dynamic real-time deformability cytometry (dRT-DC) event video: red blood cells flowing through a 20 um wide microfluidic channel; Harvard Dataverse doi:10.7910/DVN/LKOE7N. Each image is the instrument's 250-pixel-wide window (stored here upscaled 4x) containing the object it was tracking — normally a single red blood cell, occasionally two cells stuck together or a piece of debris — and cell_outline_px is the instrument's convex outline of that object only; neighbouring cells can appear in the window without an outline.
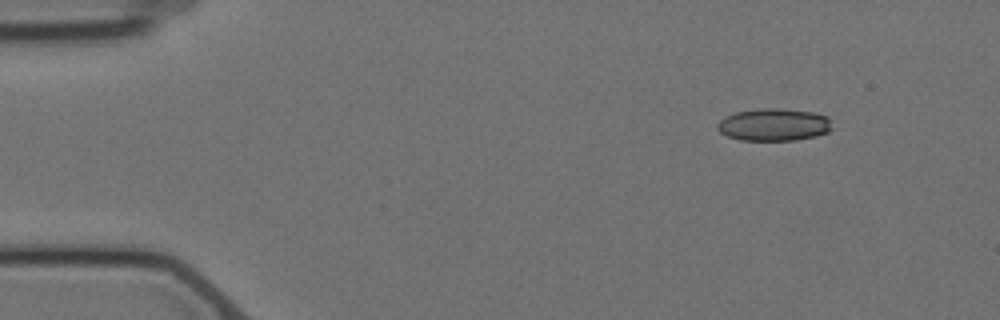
{"species": "Egyptian fruit bat (a non-hibernating species)", "species_latin": "Rousettus aegyptiacus", "temperature_condition": "cold", "stored_images_in_passage": 4, "camera_frame_rate_fps": 3000, "um_per_image_px": 0.085, "animal": {"sex": "female"}, "frame": {"image": 1, "passage_image": 1, "time_ms": 0.0, "image_size_px": [1000, 320], "cell_outline_px": [[832, 128], [828, 132], [816, 136], [796, 140], [740, 140], [728, 136], [720, 132], [716, 128], [716, 124], [724, 116], [736, 112], [760, 108], [780, 108], [812, 112], [828, 116]], "centroid_in_image_um": [65.76, 10.59], "position_along_channel_um": 19.2, "area_um2": 21.79}}
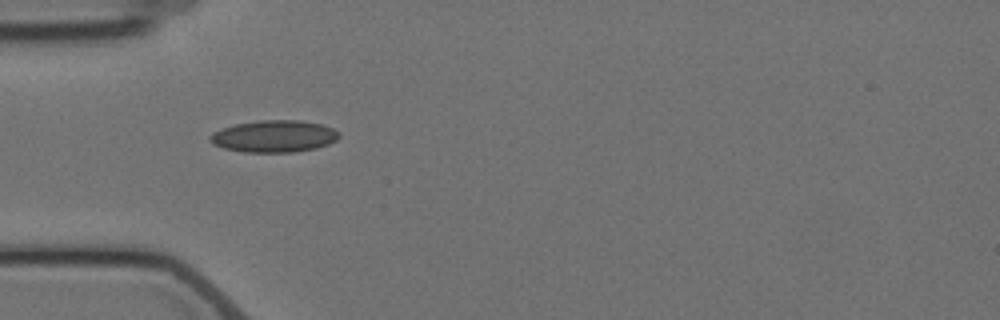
{"frame": {"image": 2, "passage_image": 4, "time_ms": 3.667, "image_size_px": [1000, 320], "cell_outline_px": [[340, 136], [336, 140], [328, 144], [316, 148], [292, 152], [244, 152], [224, 148], [212, 144], [208, 140], [208, 136], [212, 132], [236, 124], [260, 120], [300, 120], [324, 124], [340, 132]], "centroid_in_image_um": [23.3, 11.58], "position_along_channel_um": 61.7, "area_um2": 24.16}}